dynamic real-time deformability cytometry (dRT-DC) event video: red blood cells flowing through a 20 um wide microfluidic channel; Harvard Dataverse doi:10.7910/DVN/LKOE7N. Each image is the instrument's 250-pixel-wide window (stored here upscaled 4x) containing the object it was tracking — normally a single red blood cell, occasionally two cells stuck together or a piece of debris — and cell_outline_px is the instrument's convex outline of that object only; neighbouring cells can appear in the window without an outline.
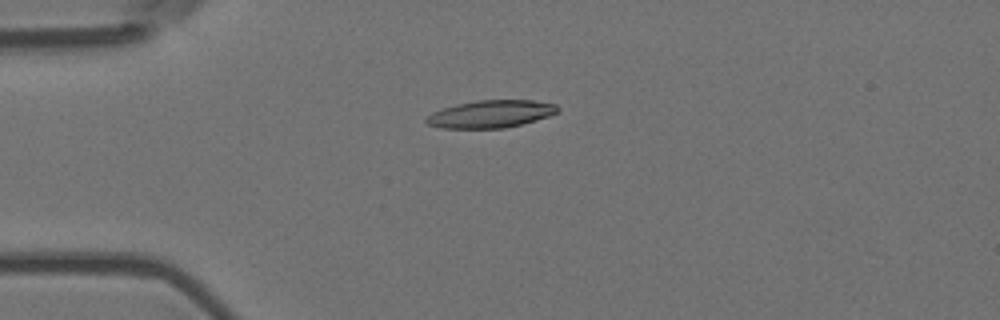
{"species": "Egyptian fruit bat (a non-hibernating species)", "species_latin": "Rousettus aegyptiacus", "temperature_condition": "room temperature", "stored_images_in_passage": 2, "camera_frame_rate_fps": 3000, "um_per_image_px": 0.085, "animal": {"sex": "female"}, "frame": {"image": 1, "passage_image": 2, "time_ms": 0.333, "image_size_px": [1000, 320], "cell_outline_px": [[560, 108], [556, 112], [548, 116], [536, 120], [504, 128], [440, 128], [428, 124], [424, 120], [432, 112], [456, 104], [476, 100], [532, 100], [556, 104]], "centroid_in_image_um": [41.7, 9.68], "position_along_channel_um": 43.3, "area_um2": 20.92}}